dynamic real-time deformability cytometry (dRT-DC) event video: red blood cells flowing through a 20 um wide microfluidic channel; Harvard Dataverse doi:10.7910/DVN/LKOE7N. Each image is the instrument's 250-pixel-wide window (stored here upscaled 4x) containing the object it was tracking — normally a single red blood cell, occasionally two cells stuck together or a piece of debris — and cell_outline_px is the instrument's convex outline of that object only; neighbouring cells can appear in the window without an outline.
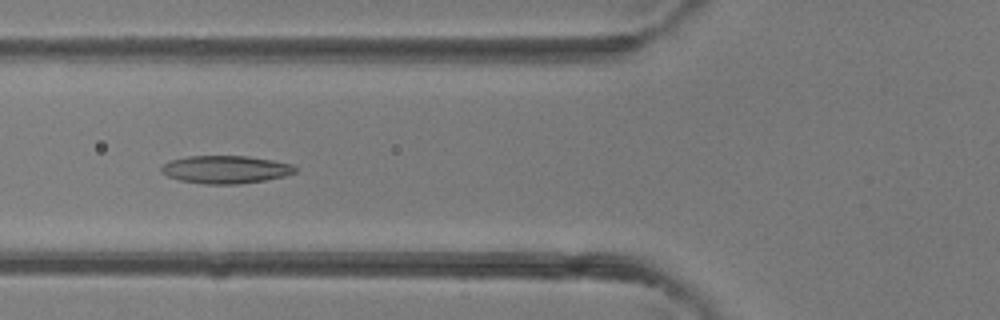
{"species": "common noctule bat (a hibernating species)", "species_latin": "Nyctalus noctula", "temperature_condition": "room temperature", "stored_images_in_passage": 29, "camera_frame_rate_fps": 3000, "um_per_image_px": 0.085, "animal": {"sex": "female"}, "frame": {"image": 1, "passage_image": 3, "time_ms": 0.667, "image_size_px": [1000, 320], "cell_outline_px": [[300, 168], [296, 172], [284, 176], [264, 180], [240, 184], [204, 184], [180, 180], [168, 176], [160, 172], [160, 168], [168, 160], [188, 156], [248, 156], [272, 160], [292, 164]], "centroid_in_image_um": [19.18, 14.4], "position_along_channel_um": 106.6, "area_um2": 21.85}}
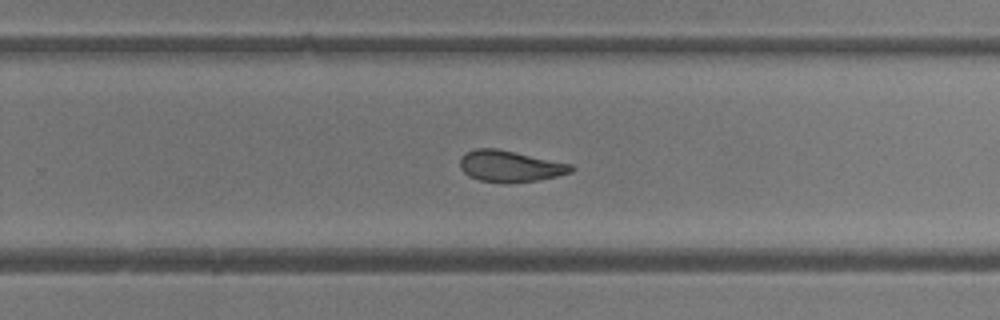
{"frame": {"image": 2, "passage_image": 14, "time_ms": 4.333, "image_size_px": [1000, 320], "cell_outline_px": [[576, 168], [572, 172], [540, 180], [508, 184], [480, 180], [468, 176], [460, 168], [460, 156], [464, 152], [476, 148], [496, 148], [572, 164]], "centroid_in_image_um": [43.34, 14.13], "position_along_channel_um": 286.5, "area_um2": 20.58}}
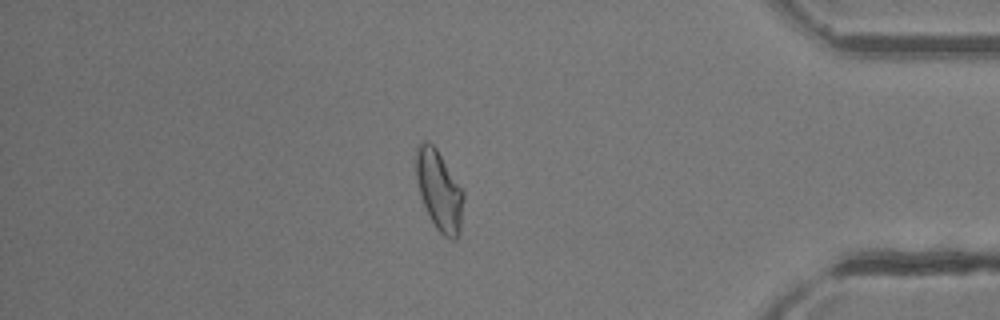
{"frame": {"image": 3, "passage_image": 23, "time_ms": 7.333, "image_size_px": [1000, 320], "cell_outline_px": [[464, 200], [460, 232], [456, 240], [452, 240], [444, 236], [436, 228], [420, 196], [416, 176], [416, 144], [424, 140], [428, 140], [436, 148], [464, 192]], "centroid_in_image_um": [37.33, 16.18], "position_along_channel_um": 397.9, "area_um2": 22.08}}